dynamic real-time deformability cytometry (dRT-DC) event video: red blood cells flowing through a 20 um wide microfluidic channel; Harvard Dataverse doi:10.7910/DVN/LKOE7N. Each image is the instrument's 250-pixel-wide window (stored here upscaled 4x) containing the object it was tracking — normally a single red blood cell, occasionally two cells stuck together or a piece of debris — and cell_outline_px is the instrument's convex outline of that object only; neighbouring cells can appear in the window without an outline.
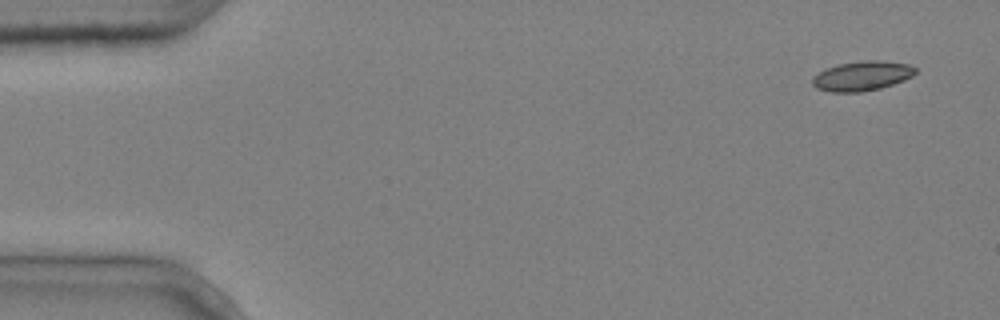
{"species": "common noctule bat (a hibernating species)", "species_latin": "Nyctalus noctula", "temperature_condition": "cold", "stored_images_in_passage": 3, "camera_frame_rate_fps": 3000, "um_per_image_px": 0.085, "animal": {"sex": "male", "body_mass_g": 20.4}, "frame": {"image": 1, "passage_image": 1, "time_ms": 0.0, "image_size_px": [1000, 320], "cell_outline_px": [[916, 72], [912, 76], [904, 80], [880, 88], [860, 92], [832, 92], [816, 88], [812, 84], [812, 76], [824, 68], [836, 64], [864, 60], [880, 60], [908, 64], [916, 68]], "centroid_in_image_um": [73.23, 6.44], "position_along_channel_um": 11.8, "area_um2": 17.92}}
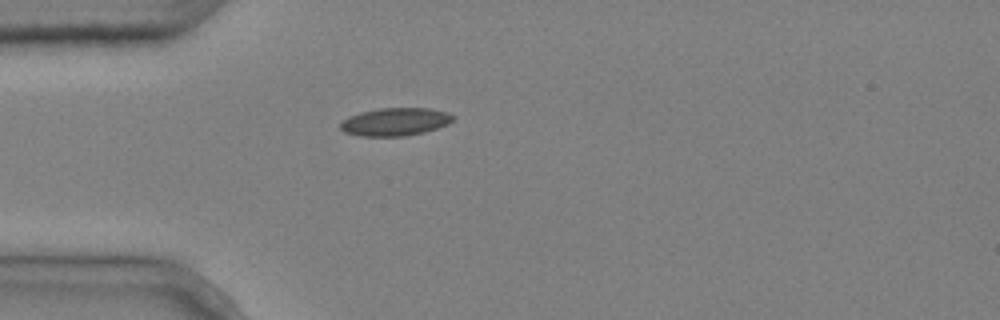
{"frame": {"image": 2, "passage_image": 3, "time_ms": 0.667, "image_size_px": [1000, 320], "cell_outline_px": [[456, 116], [448, 124], [424, 132], [404, 136], [360, 136], [344, 132], [340, 128], [340, 124], [348, 116], [360, 112], [380, 108], [432, 108], [448, 112]], "centroid_in_image_um": [33.6, 10.34], "position_along_channel_um": 51.4, "area_um2": 18.38}}